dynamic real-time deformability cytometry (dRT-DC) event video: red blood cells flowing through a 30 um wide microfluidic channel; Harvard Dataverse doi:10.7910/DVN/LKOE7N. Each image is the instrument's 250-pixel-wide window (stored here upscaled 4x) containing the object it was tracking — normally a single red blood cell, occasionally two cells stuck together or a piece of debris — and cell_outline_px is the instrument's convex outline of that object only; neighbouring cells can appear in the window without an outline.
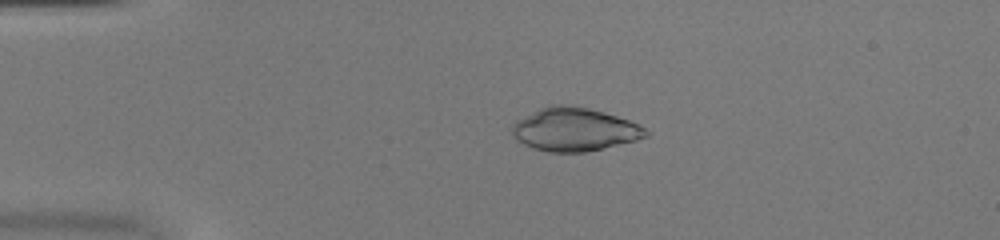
{"species": "common noctule bat (a hibernating species)", "species_latin": "Nyctalus noctula", "temperature_condition": "warm", "stored_images_in_passage": 52, "camera_frame_rate_fps": 3000, "um_per_image_px": 0.085, "animal": {"sex": "female", "body_mass_g": 20.0, "forearm_length_mm": 54.0}, "frame": {"image": 1, "passage_image": 12, "time_ms": 3.667, "image_size_px": [1000, 240], "cell_outline_px": [[648, 136], [636, 140], [604, 148], [584, 152], [548, 152], [532, 148], [516, 140], [512, 136], [512, 124], [516, 120], [548, 104], [564, 104], [588, 108], [604, 112], [640, 124], [648, 132]], "centroid_in_image_um": [48.8, 11.0], "position_along_channel_um": 36.2, "area_um2": 33.81}}